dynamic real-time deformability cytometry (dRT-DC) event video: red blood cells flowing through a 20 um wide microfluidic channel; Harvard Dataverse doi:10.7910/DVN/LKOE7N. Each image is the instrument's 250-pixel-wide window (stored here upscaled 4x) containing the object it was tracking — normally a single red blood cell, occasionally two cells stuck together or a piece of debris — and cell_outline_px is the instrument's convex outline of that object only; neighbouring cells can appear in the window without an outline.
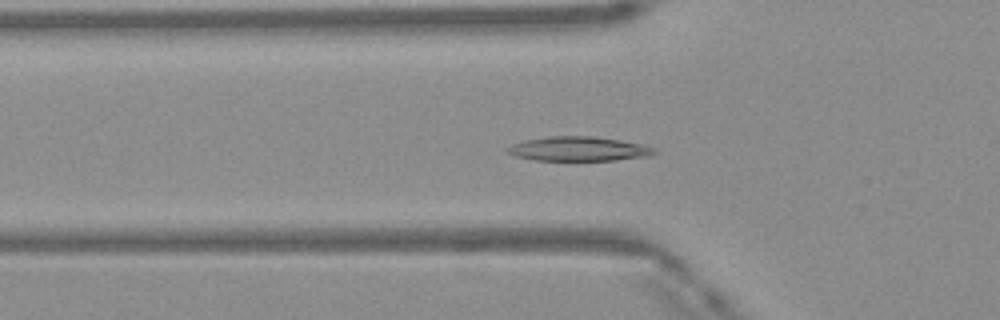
{"species": "Egyptian fruit bat (a non-hibernating species)", "species_latin": "Rousettus aegyptiacus", "temperature_condition": "warm", "stored_images_in_passage": 48, "camera_frame_rate_fps": 3000, "um_per_image_px": 0.085, "frame": {"image": 1, "passage_image": 16, "time_ms": 5.0, "image_size_px": [1000, 320], "cell_outline_px": [[660, 152], [648, 156], [616, 160], [536, 160], [516, 156], [508, 152], [504, 148], [512, 144], [524, 140], [548, 136], [592, 136], [620, 140], [640, 144], [656, 148]], "centroid_in_image_um": [49.19, 12.65], "position_along_channel_um": 76.6, "area_um2": 20.87}}
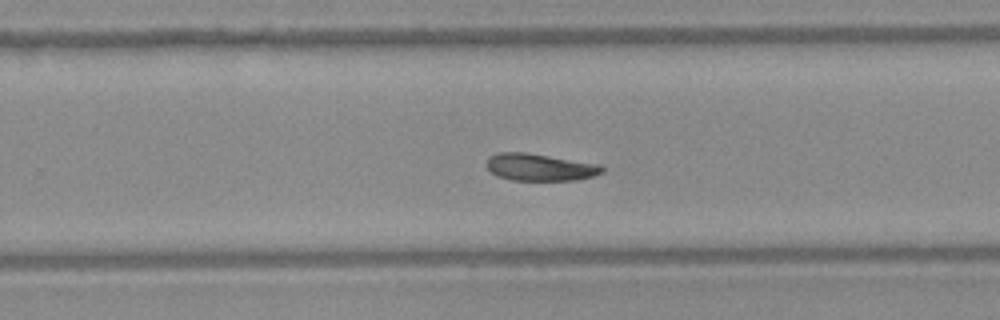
{"frame": {"image": 2, "passage_image": 31, "time_ms": 10.0, "image_size_px": [1000, 320], "cell_outline_px": [[604, 172], [592, 176], [576, 180], [512, 180], [496, 176], [488, 168], [488, 156], [496, 152], [524, 152], [600, 164], [604, 168]], "centroid_in_image_um": [45.89, 14.21], "position_along_channel_um": 283.9, "area_um2": 18.21}}
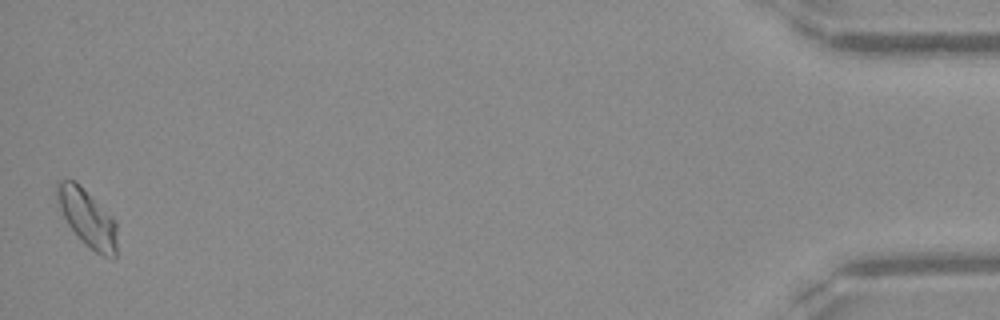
{"frame": {"image": 3, "passage_image": 48, "time_ms": 15.667, "image_size_px": [1000, 320], "cell_outline_px": [[116, 256], [104, 256], [96, 252], [84, 244], [68, 224], [60, 208], [56, 196], [56, 180], [76, 180], [116, 220]], "centroid_in_image_um": [7.41, 18.49], "position_along_channel_um": 427.8, "area_um2": 19.94}}